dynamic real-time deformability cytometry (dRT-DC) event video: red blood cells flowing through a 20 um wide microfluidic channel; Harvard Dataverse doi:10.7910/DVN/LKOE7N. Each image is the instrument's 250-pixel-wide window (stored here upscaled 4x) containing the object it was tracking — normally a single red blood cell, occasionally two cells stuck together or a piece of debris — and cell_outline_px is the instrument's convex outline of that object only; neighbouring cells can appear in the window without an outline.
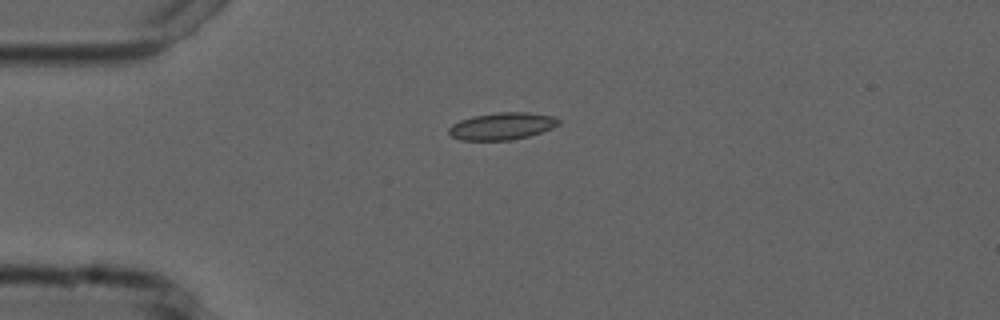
{"species": "common noctule bat (a hibernating species)", "species_latin": "Nyctalus noctula", "temperature_condition": "cold", "stored_images_in_passage": 7, "camera_frame_rate_fps": 3000, "um_per_image_px": 0.085, "animal": {"sex": "male", "forearm_length_mm": 52.5}, "frame": {"image": 1, "passage_image": 1, "time_ms": 0.0, "image_size_px": [1000, 320], "cell_outline_px": [[560, 124], [552, 128], [528, 136], [512, 140], [460, 140], [452, 136], [448, 132], [448, 128], [452, 124], [460, 120], [472, 116], [496, 112], [528, 112], [552, 116], [560, 120]], "centroid_in_image_um": [42.65, 10.71], "position_along_channel_um": 42.3, "area_um2": 17.4}}
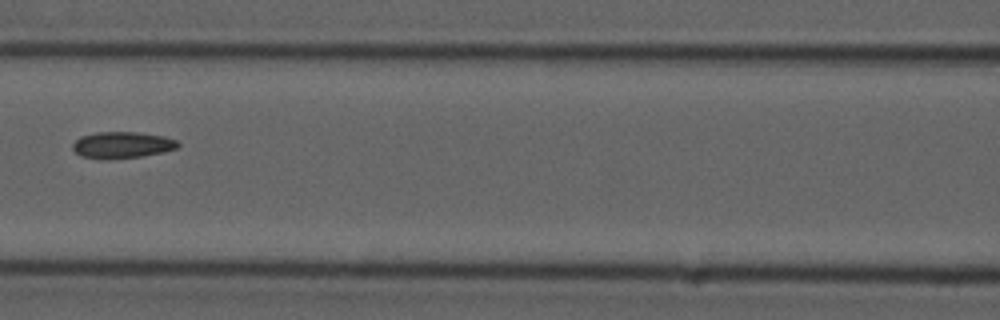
{"frame": {"image": 2, "passage_image": 4, "time_ms": 3.667, "image_size_px": [1000, 320], "cell_outline_px": [[180, 144], [176, 148], [164, 152], [140, 156], [104, 160], [100, 160], [80, 156], [72, 148], [72, 144], [80, 136], [96, 132], [136, 132], [164, 136], [176, 140]], "centroid_in_image_um": [10.34, 12.33], "position_along_channel_um": 156.3, "area_um2": 16.36}}
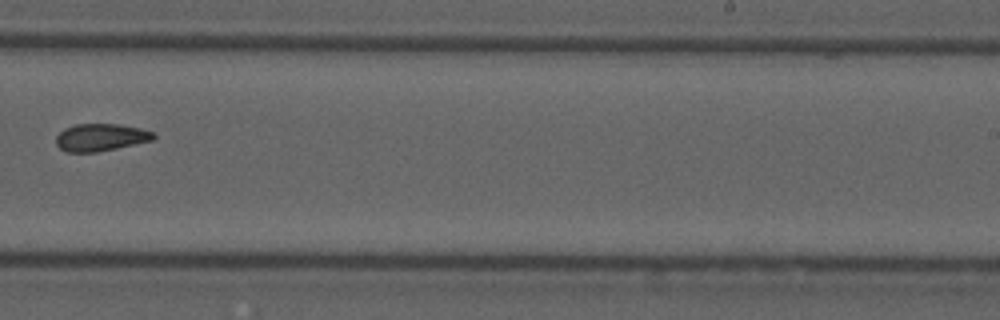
{"frame": {"image": 3, "passage_image": 7, "time_ms": 7.0, "image_size_px": [1000, 320], "cell_outline_px": [[156, 136], [152, 140], [116, 148], [96, 152], [64, 152], [56, 144], [56, 136], [64, 128], [76, 124], [120, 124], [140, 128], [156, 132]], "centroid_in_image_um": [8.56, 11.67], "position_along_channel_um": 280.4, "area_um2": 15.61}}